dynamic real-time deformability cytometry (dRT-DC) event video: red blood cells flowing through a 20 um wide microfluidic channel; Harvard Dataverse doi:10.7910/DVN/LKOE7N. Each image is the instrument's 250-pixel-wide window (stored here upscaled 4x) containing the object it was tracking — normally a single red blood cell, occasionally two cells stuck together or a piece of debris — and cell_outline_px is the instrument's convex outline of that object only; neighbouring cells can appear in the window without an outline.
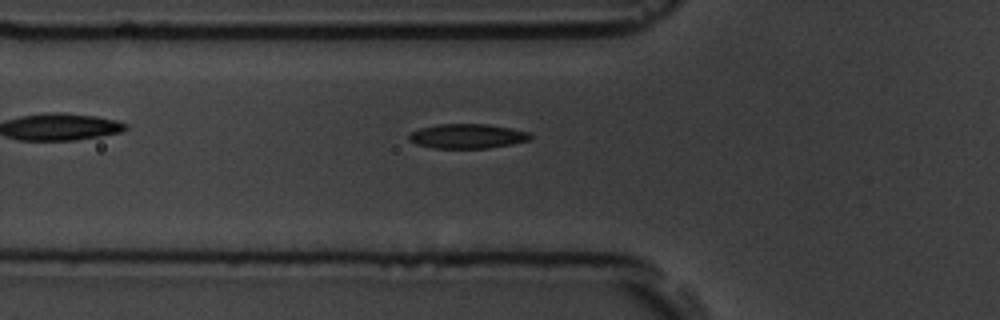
{"species": "common noctule bat (a hibernating species)", "species_latin": "Nyctalus noctula", "temperature_condition": "room temperature", "stored_images_in_passage": 41, "camera_frame_rate_fps": 3000, "um_per_image_px": 0.085, "animal": {"sex": "male", "body_mass_g": 19.5, "forearm_length_mm": 54.6}, "frame": {"image": 1, "passage_image": 6, "time_ms": 1.667, "image_size_px": [1000, 320], "cell_outline_px": [[532, 136], [528, 140], [512, 144], [488, 148], [432, 148], [416, 144], [408, 140], [408, 136], [412, 132], [420, 128], [436, 124], [488, 124], [512, 128], [528, 132]], "centroid_in_image_um": [39.7, 11.57], "position_along_channel_um": 86.1, "area_um2": 17.4}}
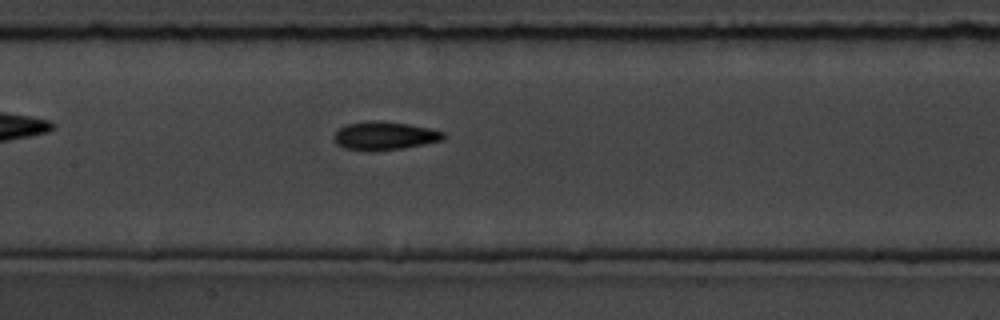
{"frame": {"image": 2, "passage_image": 13, "time_ms": 4.0, "image_size_px": [1000, 320], "cell_outline_px": [[444, 136], [440, 140], [400, 148], [372, 152], [368, 152], [344, 148], [336, 144], [332, 136], [340, 128], [348, 124], [368, 120], [372, 120], [408, 124], [428, 128], [444, 132]], "centroid_in_image_um": [32.59, 11.55], "position_along_channel_um": 174.8, "area_um2": 17.86}}
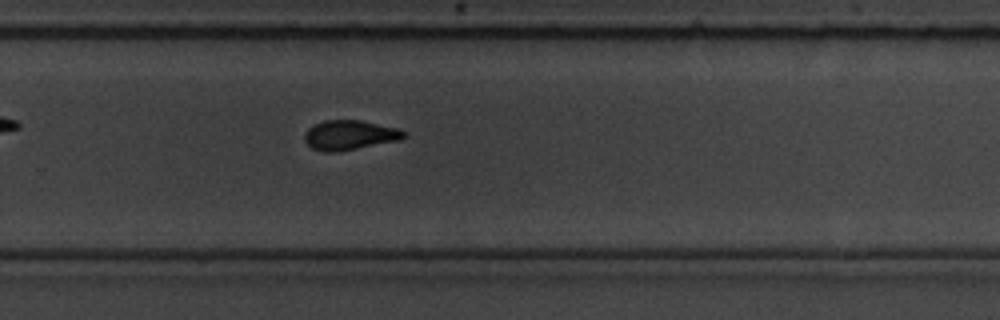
{"frame": {"image": 3, "passage_image": 23, "time_ms": 7.333, "image_size_px": [1000, 320], "cell_outline_px": [[408, 132], [400, 140], [336, 152], [324, 152], [312, 148], [304, 140], [304, 132], [312, 124], [324, 120], [360, 120], [400, 128]], "centroid_in_image_um": [29.71, 11.47], "position_along_channel_um": 300.1, "area_um2": 17.34}, "authors_computed_cell_mechanics": {"area_um2": 17.2244, "velocity_mm_per_s": 3.774, "shape_relaxation_time_tau1_ms": 4.4324, "shape_relaxation_time_tau2_ms": 4.244, "deformation_change_tau1": 0.1521, "deformation_change_tau2": 0.1008}}